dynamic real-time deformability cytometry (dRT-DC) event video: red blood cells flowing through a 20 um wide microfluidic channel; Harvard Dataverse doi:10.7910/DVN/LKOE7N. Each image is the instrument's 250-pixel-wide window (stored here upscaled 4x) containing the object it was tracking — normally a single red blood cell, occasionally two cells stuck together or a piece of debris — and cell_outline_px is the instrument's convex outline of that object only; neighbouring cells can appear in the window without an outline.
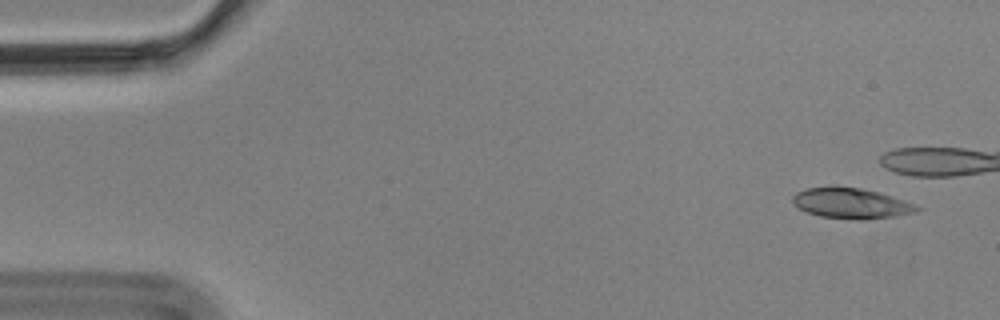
{"species": "Egyptian fruit bat (a non-hibernating species)", "species_latin": "Rousettus aegyptiacus", "temperature_condition": "cold", "stored_images_in_passage": 12, "camera_frame_rate_fps": 3000, "um_per_image_px": 0.085, "animal": {"sex": "male"}, "frame": {"image": 1, "passage_image": 1, "time_ms": 0.0, "image_size_px": [1000, 320], "cell_outline_px": [[920, 208], [916, 212], [896, 216], [864, 220], [856, 220], [820, 216], [808, 212], [800, 208], [792, 200], [792, 196], [796, 192], [808, 188], [836, 184], [860, 188], [876, 192], [912, 204]], "centroid_in_image_um": [72.28, 17.26], "position_along_channel_um": 12.7, "area_um2": 21.96}}
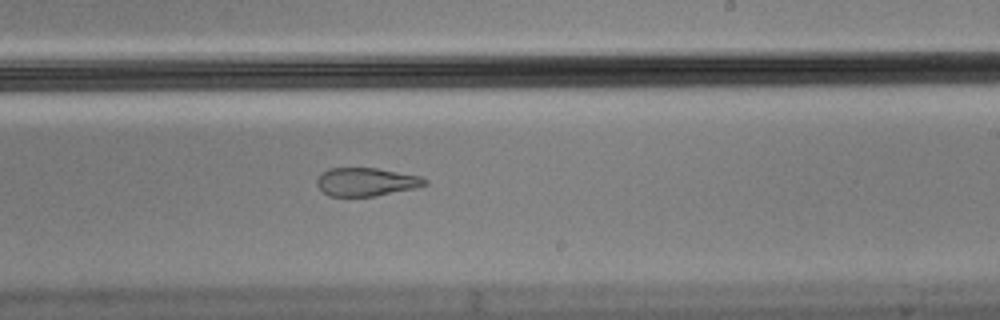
{"frame": {"image": 2, "passage_image": 12, "time_ms": 3.667, "image_size_px": [1000, 320], "cell_outline_px": [[428, 184], [416, 188], [376, 196], [328, 196], [316, 184], [316, 180], [328, 168], [376, 168], [420, 176], [428, 180]], "centroid_in_image_um": [31.15, 15.46], "position_along_channel_um": 257.8, "area_um2": 17.74}}